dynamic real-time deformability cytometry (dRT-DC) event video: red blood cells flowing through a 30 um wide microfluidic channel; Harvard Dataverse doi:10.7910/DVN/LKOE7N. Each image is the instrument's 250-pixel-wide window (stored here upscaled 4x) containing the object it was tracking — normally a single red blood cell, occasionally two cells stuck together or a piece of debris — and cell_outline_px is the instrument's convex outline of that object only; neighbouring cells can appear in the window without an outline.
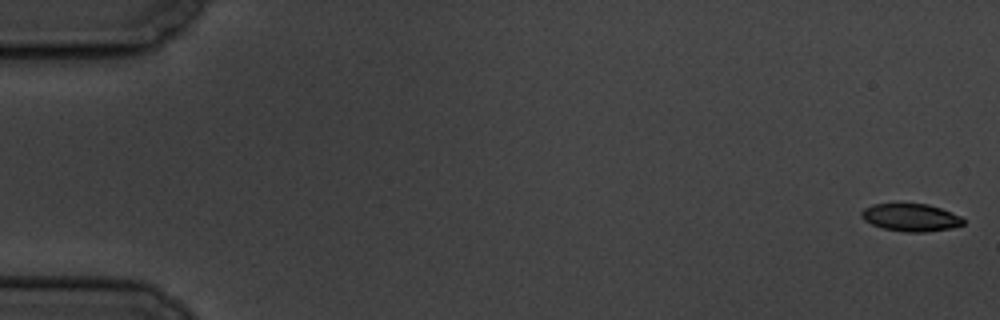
{"species": "common noctule bat (a hibernating species)", "species_latin": "Nyctalus noctula", "temperature_condition": "cold", "stored_images_in_passage": 7, "camera_frame_rate_fps": 3000, "um_per_image_px": 0.085, "animal": {"sex": "male", "body_mass_g": 19.5, "forearm_length_mm": 54.6}, "frame": {"image": 1, "passage_image": 1, "time_ms": 0.0, "image_size_px": [1000, 320], "cell_outline_px": [[964, 224], [952, 228], [924, 232], [904, 232], [884, 228], [872, 224], [864, 220], [860, 216], [860, 212], [864, 208], [872, 204], [928, 204], [952, 212], [960, 216], [964, 220]], "centroid_in_image_um": [77.41, 18.48], "position_along_channel_um": 7.6, "area_um2": 16.36}}
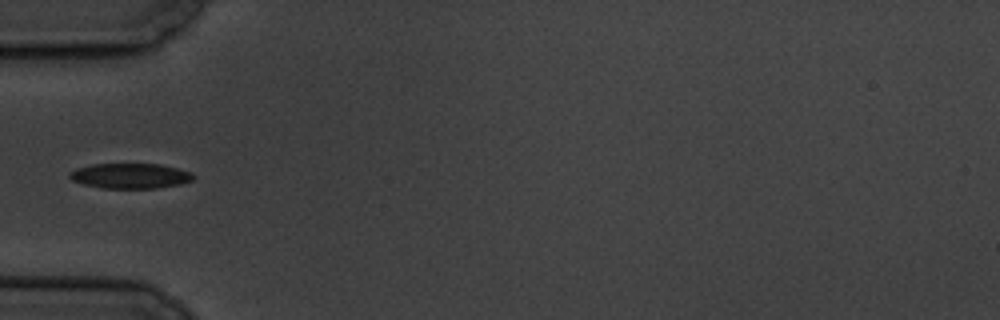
{"frame": {"image": 2, "passage_image": 6, "time_ms": 6.333, "image_size_px": [1000, 320], "cell_outline_px": [[196, 176], [192, 180], [180, 184], [156, 188], [104, 188], [84, 184], [72, 180], [68, 176], [68, 172], [76, 168], [92, 164], [160, 164], [192, 172]], "centroid_in_image_um": [11.07, 14.94], "position_along_channel_um": 73.9, "area_um2": 18.15}}
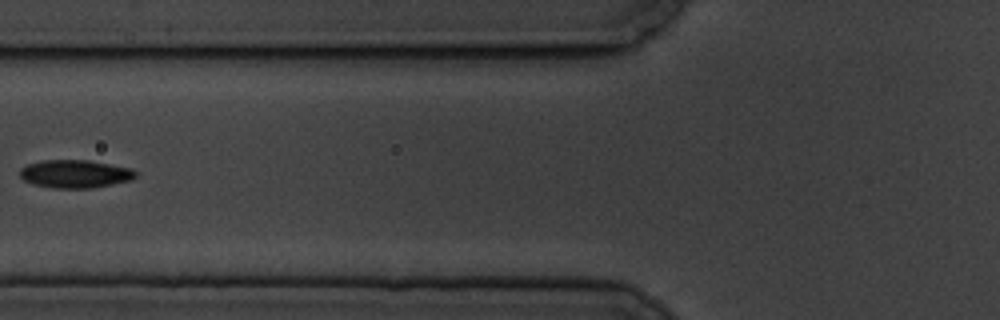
{"frame": {"image": 3, "passage_image": 7, "time_ms": 7.667, "image_size_px": [1000, 320], "cell_outline_px": [[136, 176], [132, 180], [92, 188], [52, 188], [32, 184], [24, 180], [20, 176], [20, 168], [28, 164], [44, 160], [88, 160], [132, 168], [136, 172]], "centroid_in_image_um": [6.38, 14.78], "position_along_channel_um": 119.4, "area_um2": 18.96}}